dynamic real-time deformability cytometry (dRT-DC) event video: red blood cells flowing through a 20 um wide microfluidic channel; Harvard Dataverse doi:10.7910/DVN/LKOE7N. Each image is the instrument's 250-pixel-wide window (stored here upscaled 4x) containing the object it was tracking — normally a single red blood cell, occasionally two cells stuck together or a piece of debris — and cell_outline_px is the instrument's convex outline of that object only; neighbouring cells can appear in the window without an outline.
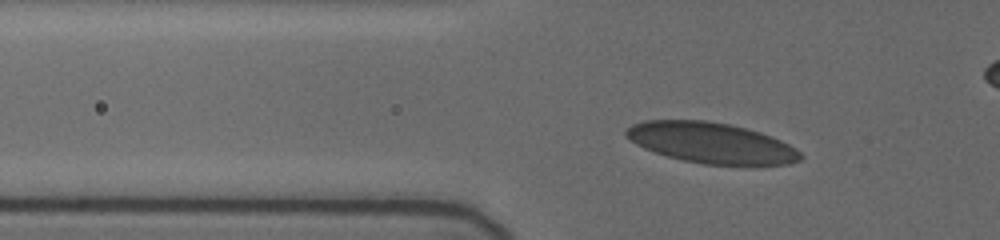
{"species": "human", "species_latin": "Homo sapiens", "temperature_condition": "cold", "stored_images_in_passage": 43, "camera_frame_rate_fps": 3000, "um_per_image_px": 0.085, "donor": {"sex": "female"}, "frame": {"image": 1, "passage_image": 14, "time_ms": 3.0, "image_size_px": [1000, 240], "cell_outline_px": [[804, 156], [800, 160], [788, 164], [704, 164], [684, 160], [668, 156], [644, 148], [636, 144], [624, 136], [624, 132], [632, 124], [644, 120], [708, 120], [728, 124], [760, 132], [780, 140], [796, 148]], "centroid_in_image_um": [60.43, 12.13], "position_along_channel_um": 65.4, "area_um2": 40.98}}
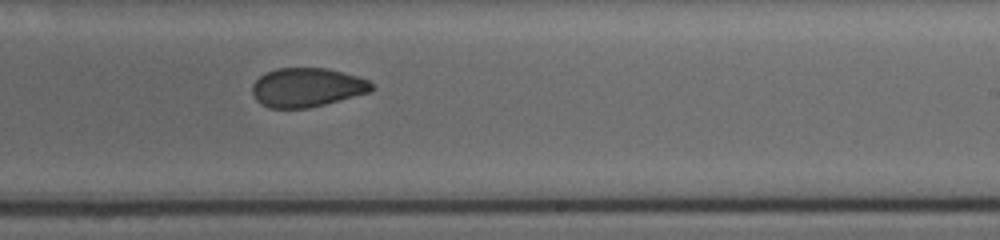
{"frame": {"image": 2, "passage_image": 32, "time_ms": 8.0, "image_size_px": [1000, 240], "cell_outline_px": [[372, 92], [308, 108], [268, 108], [260, 104], [256, 100], [252, 92], [252, 84], [264, 72], [276, 68], [328, 68], [356, 76], [368, 80], [372, 84]], "centroid_in_image_um": [26.06, 7.43], "position_along_channel_um": 262.9, "area_um2": 27.22}}
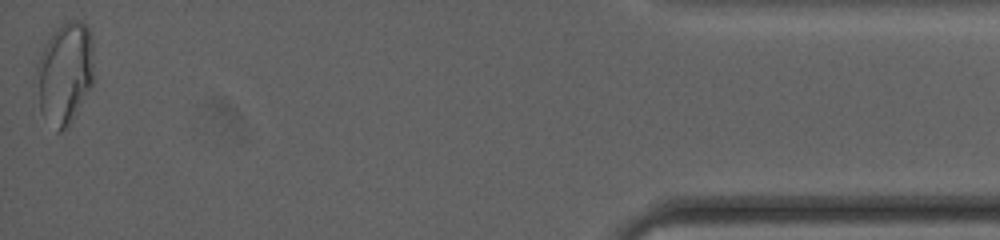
{"frame": {"image": 3, "passage_image": 43, "time_ms": 14.333, "image_size_px": [1000, 240], "cell_outline_px": [[92, 88], [68, 128], [60, 132], [56, 132], [40, 112], [36, 68], [36, 64], [44, 44], [52, 32], [60, 24], [68, 20], [80, 20], [88, 28], [92, 36]], "centroid_in_image_um": [5.51, 6.24], "position_along_channel_um": 429.7, "area_um2": 34.51}, "authors_computed_cell_mechanics": {"area_um2": 29.189, "velocity_mm_per_s": 3.7016, "shape_relaxation_time_tau1_ms": null, "shape_relaxation_time_tau2_ms": 1.5094, "deformation_change_tau1": null, "deformation_change_tau2": 0.0431}}